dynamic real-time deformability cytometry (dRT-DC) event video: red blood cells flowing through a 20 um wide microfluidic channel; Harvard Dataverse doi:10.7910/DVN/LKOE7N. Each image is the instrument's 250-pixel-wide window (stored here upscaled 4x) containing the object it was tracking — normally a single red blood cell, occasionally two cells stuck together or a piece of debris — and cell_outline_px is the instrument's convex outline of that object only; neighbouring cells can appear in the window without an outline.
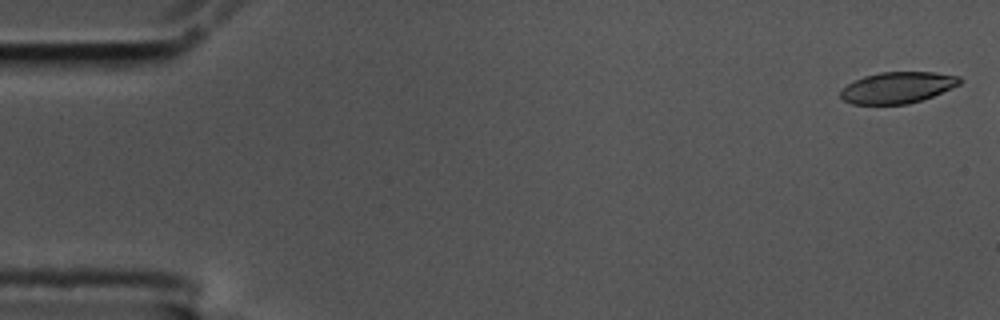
{"species": "common noctule bat (a hibernating species)", "species_latin": "Nyctalus noctula", "temperature_condition": "cold", "stored_images_in_passage": 2, "camera_frame_rate_fps": 3000, "um_per_image_px": 0.085, "animal": {"sex": "male", "body_mass_g": 17.5, "forearm_length_mm": 52.3}, "frame": {"image": 1, "passage_image": 1, "time_ms": 0.0, "image_size_px": [1000, 320], "cell_outline_px": [[960, 84], [932, 96], [908, 104], [852, 104], [844, 100], [840, 96], [840, 88], [864, 76], [880, 72], [932, 72], [960, 76]], "centroid_in_image_um": [76.25, 7.44], "position_along_channel_um": 8.7, "area_um2": 21.56}}